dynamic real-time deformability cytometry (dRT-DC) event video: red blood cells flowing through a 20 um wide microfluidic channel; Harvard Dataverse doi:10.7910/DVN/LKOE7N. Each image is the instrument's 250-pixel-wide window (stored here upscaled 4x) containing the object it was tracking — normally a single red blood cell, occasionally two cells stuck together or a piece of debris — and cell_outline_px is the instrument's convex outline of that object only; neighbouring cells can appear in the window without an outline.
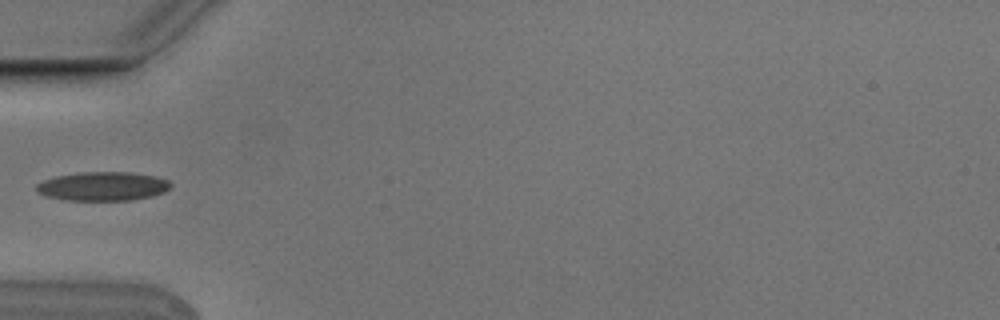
{"species": "Egyptian fruit bat (a non-hibernating species)", "species_latin": "Rousettus aegyptiacus", "temperature_condition": "cold", "stored_images_in_passage": 1, "camera_frame_rate_fps": 3000, "um_per_image_px": 0.085, "animal": {"sex": "male"}, "frame": {"image": 1, "passage_image": 1, "time_ms": 0.0, "image_size_px": [1000, 320], "cell_outline_px": [[172, 184], [164, 192], [152, 196], [128, 200], [64, 200], [44, 196], [36, 188], [36, 184], [44, 180], [56, 176], [80, 172], [128, 172], [156, 176], [168, 180]], "centroid_in_image_um": [8.73, 15.83], "position_along_channel_um": 76.3, "area_um2": 22.54}}